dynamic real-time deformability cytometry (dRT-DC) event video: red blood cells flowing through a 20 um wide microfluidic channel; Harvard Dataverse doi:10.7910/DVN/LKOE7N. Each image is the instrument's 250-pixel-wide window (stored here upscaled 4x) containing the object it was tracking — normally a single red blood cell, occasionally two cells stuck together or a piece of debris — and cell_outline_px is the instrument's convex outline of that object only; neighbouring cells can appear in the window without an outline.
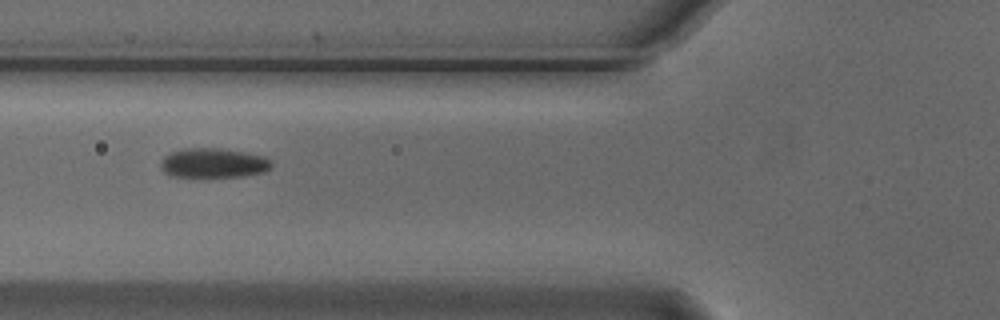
{"species": "Egyptian fruit bat (a non-hibernating species)", "species_latin": "Rousettus aegyptiacus", "temperature_condition": "cold", "stored_images_in_passage": 10, "camera_frame_rate_fps": 3000, "um_per_image_px": 0.085, "animal": {"sex": "male"}, "frame": {"image": 1, "passage_image": 7, "time_ms": 2.0, "image_size_px": [1000, 320], "cell_outline_px": [[272, 168], [264, 172], [244, 176], [204, 180], [168, 176], [160, 168], [160, 160], [164, 156], [172, 152], [184, 148], [220, 148], [244, 152], [264, 156], [272, 160]], "centroid_in_image_um": [18.1, 13.91], "position_along_channel_um": 107.7, "area_um2": 20.29}}
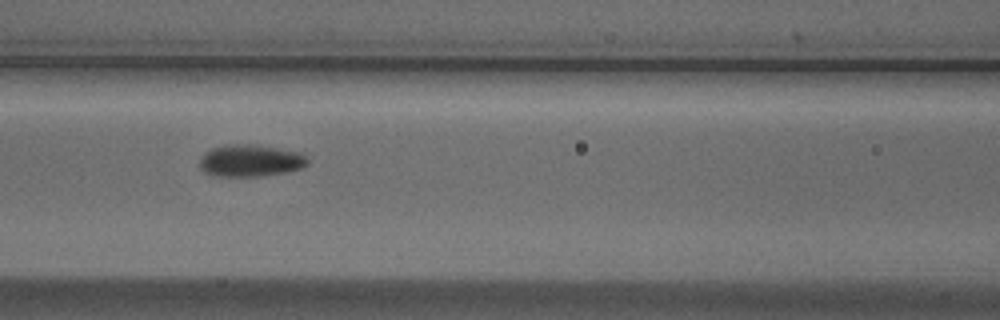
{"frame": {"image": 2, "passage_image": 8, "time_ms": 2.333, "image_size_px": [1000, 320], "cell_outline_px": [[308, 164], [300, 168], [288, 172], [260, 176], [216, 176], [204, 172], [200, 168], [200, 160], [204, 152], [212, 148], [228, 144], [248, 144], [276, 148], [300, 152], [308, 160]], "centroid_in_image_um": [21.26, 13.66], "position_along_channel_um": 145.3, "area_um2": 20.06}}
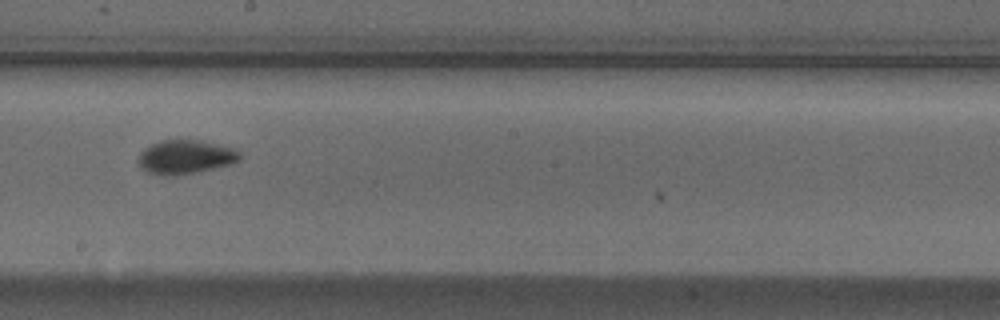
{"frame": {"image": 3, "passage_image": 10, "time_ms": 3.0, "image_size_px": [1000, 320], "cell_outline_px": [[240, 160], [232, 164], [200, 172], [176, 176], [168, 176], [148, 172], [140, 168], [136, 160], [140, 152], [144, 148], [160, 140], [180, 136], [200, 140], [236, 148], [240, 152]], "centroid_in_image_um": [15.75, 13.31], "position_along_channel_um": 232.4, "area_um2": 21.1}}